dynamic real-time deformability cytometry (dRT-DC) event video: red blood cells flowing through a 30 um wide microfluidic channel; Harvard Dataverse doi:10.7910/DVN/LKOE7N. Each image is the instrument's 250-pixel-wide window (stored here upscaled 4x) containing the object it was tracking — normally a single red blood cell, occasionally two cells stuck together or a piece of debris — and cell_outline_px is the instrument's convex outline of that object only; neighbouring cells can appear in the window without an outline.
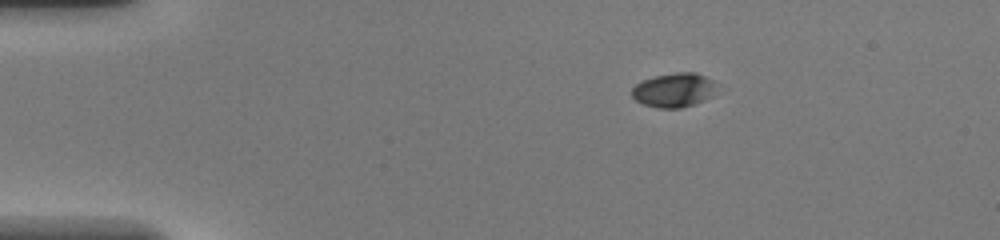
{"species": "common noctule bat (a hibernating species)", "species_latin": "Nyctalus noctula", "temperature_condition": "warm", "stored_images_in_passage": 41, "camera_frame_rate_fps": 3000, "um_per_image_px": 0.085, "animal": {"sex": "female", "body_mass_g": 20.0, "forearm_length_mm": 54.0}, "frame": {"image": 1, "passage_image": 1, "time_ms": 0.0, "image_size_px": [1000, 240], "cell_outline_px": [[712, 96], [696, 104], [680, 108], [656, 108], [644, 104], [636, 100], [632, 96], [632, 88], [640, 80], [656, 76], [676, 72], [696, 72], [712, 80]], "centroid_in_image_um": [57.22, 7.66], "position_along_channel_um": 27.8, "area_um2": 16.7}}
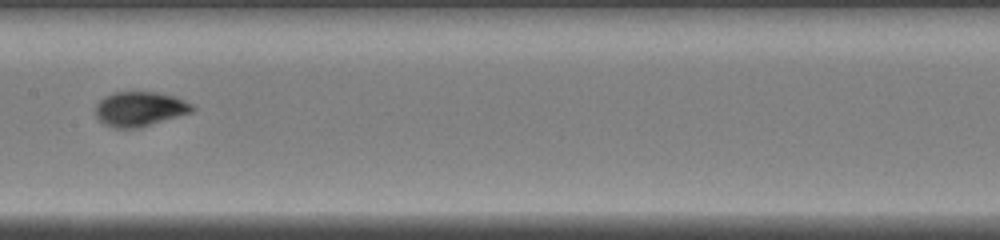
{"frame": {"image": 2, "passage_image": 18, "time_ms": 5.667, "image_size_px": [1000, 240], "cell_outline_px": [[196, 108], [192, 112], [136, 128], [112, 128], [104, 124], [96, 116], [96, 104], [104, 96], [112, 92], [156, 92], [176, 96], [192, 104]], "centroid_in_image_um": [11.87, 9.25], "position_along_channel_um": 195.5, "area_um2": 19.48}}
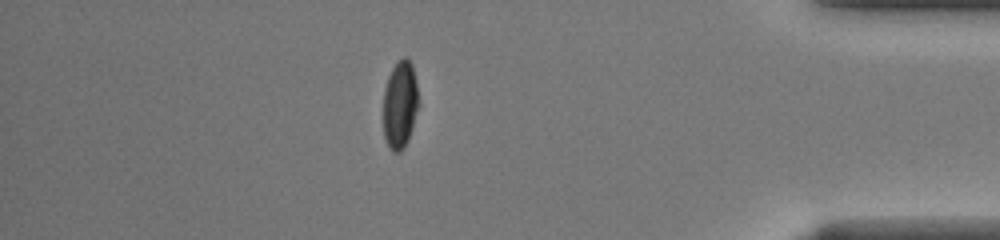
{"frame": {"image": 3, "passage_image": 35, "time_ms": 11.333, "image_size_px": [1000, 240], "cell_outline_px": [[420, 104], [408, 140], [404, 148], [400, 152], [392, 152], [388, 148], [384, 136], [384, 88], [388, 76], [396, 60], [404, 56], [412, 64]], "centroid_in_image_um": [34.0, 8.9], "position_along_channel_um": 401.2, "area_um2": 18.32}, "authors_computed_cell_mechanics": {"area_um2": 18.7272, "velocity_mm_per_s": 4.2677, "shape_relaxation_time_tau1_ms": 2.8283, "shape_relaxation_time_tau2_ms": 0.8942, "deformation_change_tau1": 0.179, "deformation_change_tau2": 0.0356}}